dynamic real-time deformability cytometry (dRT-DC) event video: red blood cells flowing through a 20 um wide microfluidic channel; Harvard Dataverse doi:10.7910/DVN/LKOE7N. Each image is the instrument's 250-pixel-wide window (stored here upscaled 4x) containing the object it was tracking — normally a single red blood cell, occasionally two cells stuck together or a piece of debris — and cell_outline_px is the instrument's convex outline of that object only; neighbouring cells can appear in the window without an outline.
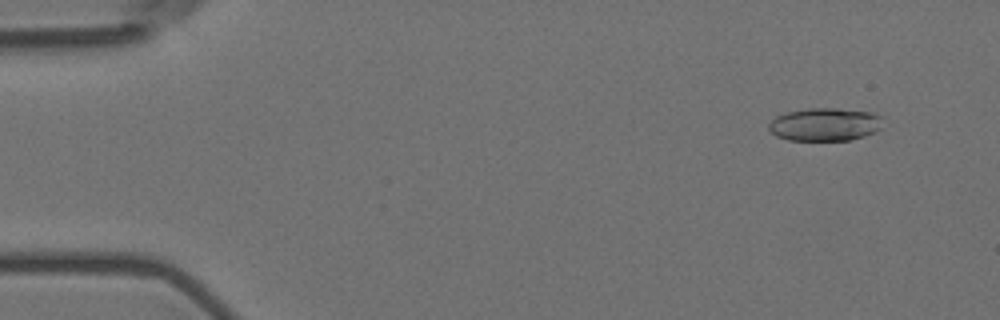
{"species": "Egyptian fruit bat (a non-hibernating species)", "species_latin": "Rousettus aegyptiacus", "temperature_condition": "room temperature", "stored_images_in_passage": 57, "camera_frame_rate_fps": 3000, "um_per_image_px": 0.085, "animal": {"sex": "female"}, "frame": {"image": 1, "passage_image": 5, "time_ms": 1.333, "image_size_px": [1000, 320], "cell_outline_px": [[884, 116], [880, 128], [876, 132], [864, 136], [848, 140], [788, 140], [776, 136], [768, 128], [768, 124], [776, 116], [788, 112], [808, 108], [836, 108], [868, 112]], "centroid_in_image_um": [70.13, 10.57], "position_along_channel_um": 14.9, "area_um2": 21.96}}
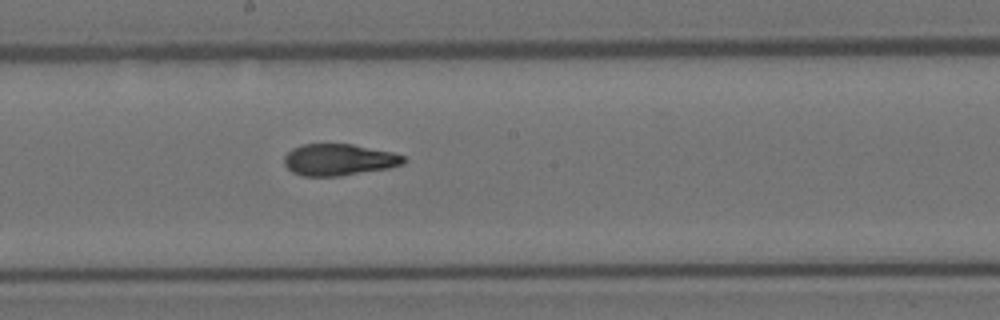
{"frame": {"image": 2, "passage_image": 31, "time_ms": 10.0, "image_size_px": [1000, 320], "cell_outline_px": [[408, 160], [404, 164], [388, 168], [340, 176], [304, 176], [292, 172], [284, 164], [284, 156], [292, 148], [300, 144], [352, 144], [392, 152], [404, 156]], "centroid_in_image_um": [28.8, 13.57], "position_along_channel_um": 219.4, "area_um2": 22.08}}
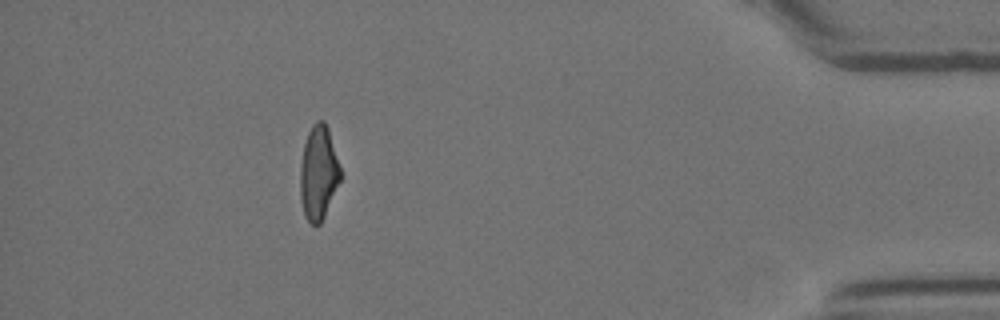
{"frame": {"image": 3, "passage_image": 51, "time_ms": 16.667, "image_size_px": [1000, 320], "cell_outline_px": [[340, 180], [324, 216], [320, 224], [312, 224], [304, 216], [300, 200], [300, 164], [304, 144], [308, 132], [312, 124], [316, 120], [324, 120], [328, 128], [340, 168]], "centroid_in_image_um": [27.04, 14.67], "position_along_channel_um": 408.2, "area_um2": 21.91}, "authors_computed_cell_mechanics": {"area_um2": 22.253, "velocity_mm_per_s": 3.6288, "shape_relaxation_time_tau1_ms": 8.3449, "shape_relaxation_time_tau2_ms": 2.8643, "deformation_change_tau1": 0.2346, "deformation_change_tau2": 0.1152}}